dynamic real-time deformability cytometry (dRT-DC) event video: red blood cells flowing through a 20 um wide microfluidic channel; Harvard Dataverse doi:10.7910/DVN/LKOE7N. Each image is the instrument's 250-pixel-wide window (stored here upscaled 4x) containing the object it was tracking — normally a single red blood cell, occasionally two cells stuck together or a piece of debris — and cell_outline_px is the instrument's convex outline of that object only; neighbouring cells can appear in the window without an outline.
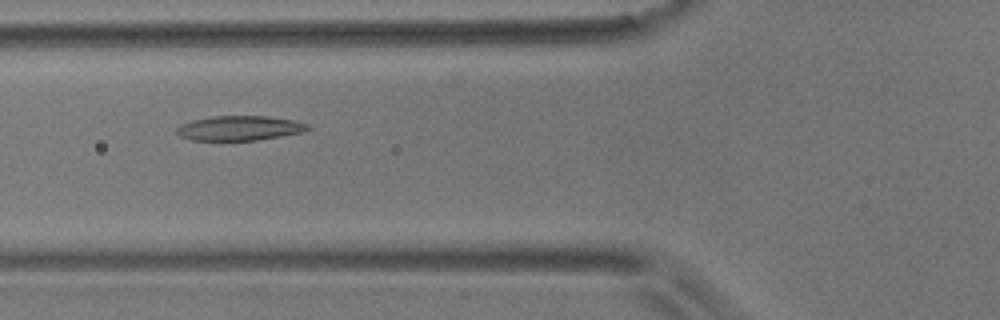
{"species": "common noctule bat (a hibernating species)", "species_latin": "Nyctalus noctula", "temperature_condition": "room temperature", "stored_images_in_passage": 7, "camera_frame_rate_fps": 3000, "um_per_image_px": 0.085, "animal": {"sex": "male", "body_mass_g": 17.9}, "frame": {"image": 1, "passage_image": 5, "time_ms": 4.0, "image_size_px": [1000, 320], "cell_outline_px": [[312, 128], [304, 132], [256, 140], [192, 140], [180, 136], [176, 132], [176, 128], [180, 124], [192, 120], [212, 116], [268, 116], [292, 120], [308, 124]], "centroid_in_image_um": [20.35, 10.89], "position_along_channel_um": 105.4, "area_um2": 18.84}}
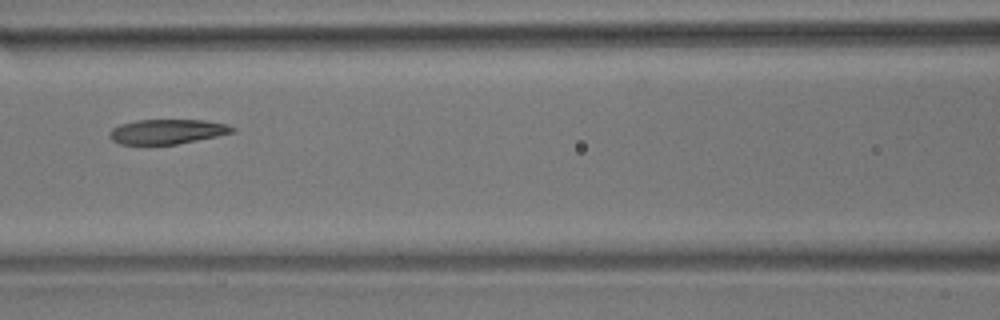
{"frame": {"image": 2, "passage_image": 6, "time_ms": 5.333, "image_size_px": [1000, 320], "cell_outline_px": [[236, 132], [176, 144], [120, 144], [112, 140], [108, 136], [108, 132], [112, 128], [120, 124], [136, 120], [204, 120], [228, 124], [236, 128]], "centroid_in_image_um": [14.21, 11.18], "position_along_channel_um": 152.4, "area_um2": 17.74}}
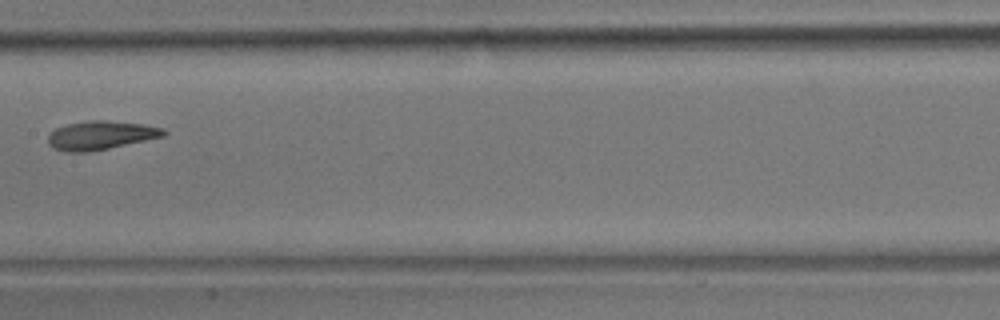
{"frame": {"image": 3, "passage_image": 7, "time_ms": 6.667, "image_size_px": [1000, 320], "cell_outline_px": [[168, 132], [164, 136], [108, 148], [88, 152], [64, 152], [52, 148], [48, 144], [48, 136], [56, 128], [68, 124], [88, 120], [104, 120], [144, 124], [164, 128]], "centroid_in_image_um": [8.55, 11.5], "position_along_channel_um": 198.8, "area_um2": 19.31}}